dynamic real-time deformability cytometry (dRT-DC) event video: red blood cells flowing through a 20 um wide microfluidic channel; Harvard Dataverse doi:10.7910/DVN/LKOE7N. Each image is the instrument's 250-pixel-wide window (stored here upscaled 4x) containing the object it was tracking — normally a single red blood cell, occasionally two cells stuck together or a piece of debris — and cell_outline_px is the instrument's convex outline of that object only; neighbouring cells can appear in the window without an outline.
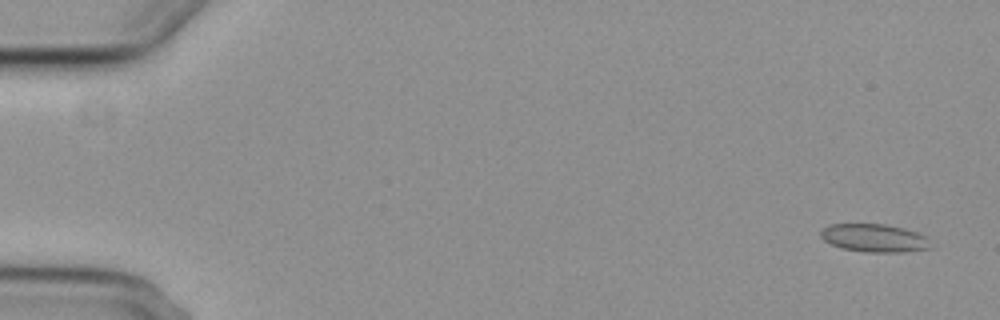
{"species": "common noctule bat (a hibernating species)", "species_latin": "Nyctalus noctula", "temperature_condition": "cold", "stored_images_in_passage": 9, "camera_frame_rate_fps": 3000, "um_per_image_px": 0.085, "animal": {"sex": "female", "body_mass_g": 29.2, "forearm_length_mm": 56.3}, "frame": {"image": 1, "passage_image": 1, "time_ms": 0.0, "image_size_px": [1000, 320], "cell_outline_px": [[932, 248], [904, 252], [864, 252], [840, 248], [824, 240], [820, 236], [820, 232], [828, 224], [884, 224], [904, 228], [928, 236]], "centroid_in_image_um": [74.34, 20.23], "position_along_channel_um": 10.7, "area_um2": 18.15}}
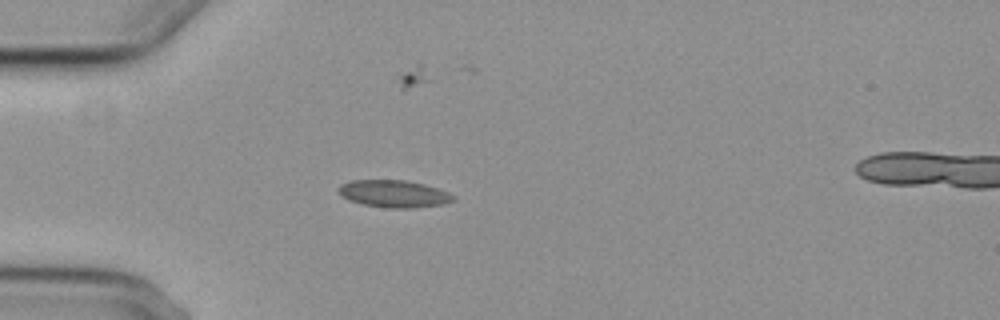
{"frame": {"image": 2, "passage_image": 5, "time_ms": 4.667, "image_size_px": [1000, 320], "cell_outline_px": [[456, 200], [444, 204], [412, 208], [384, 208], [364, 204], [348, 200], [340, 196], [336, 188], [340, 184], [352, 180], [408, 180], [424, 184], [448, 192], [456, 196]], "centroid_in_image_um": [33.46, 16.47], "position_along_channel_um": 51.5, "area_um2": 18.5}}